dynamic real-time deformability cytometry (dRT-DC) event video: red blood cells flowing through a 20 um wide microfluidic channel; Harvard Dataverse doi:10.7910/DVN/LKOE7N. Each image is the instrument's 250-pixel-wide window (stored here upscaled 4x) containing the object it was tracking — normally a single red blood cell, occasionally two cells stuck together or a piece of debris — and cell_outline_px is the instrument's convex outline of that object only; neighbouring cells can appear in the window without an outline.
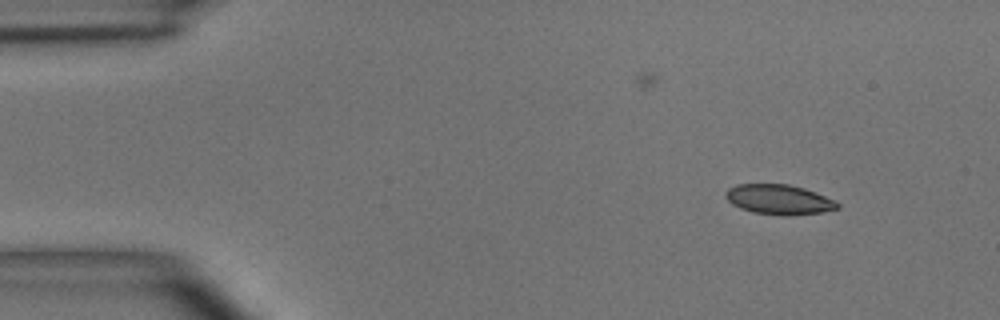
{"species": "common noctule bat (a hibernating species)", "species_latin": "Nyctalus noctula", "temperature_condition": "room temperature", "stored_images_in_passage": 7, "camera_frame_rate_fps": 3000, "um_per_image_px": 0.085, "animal": {"sex": "male", "body_mass_g": 15.6}, "frame": {"image": 1, "passage_image": 3, "time_ms": 3.0, "image_size_px": [1000, 320], "cell_outline_px": [[840, 208], [824, 212], [788, 216], [780, 216], [752, 212], [740, 208], [732, 204], [724, 196], [724, 192], [728, 188], [736, 184], [788, 184], [804, 188], [816, 192], [836, 200], [840, 204]], "centroid_in_image_um": [66.23, 16.97], "position_along_channel_um": 18.8, "area_um2": 19.88}}
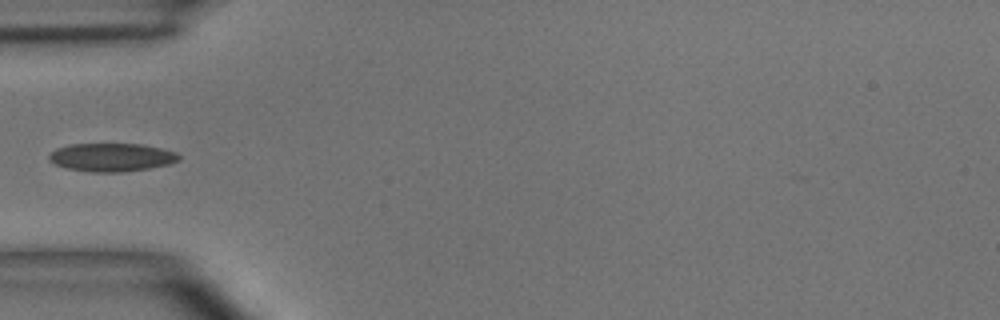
{"frame": {"image": 2, "passage_image": 6, "time_ms": 6.667, "image_size_px": [1000, 320], "cell_outline_px": [[180, 160], [168, 164], [148, 168], [120, 172], [92, 172], [68, 168], [56, 164], [48, 160], [48, 156], [56, 148], [68, 144], [144, 144], [176, 152], [180, 156]], "centroid_in_image_um": [9.48, 13.36], "position_along_channel_um": 75.5, "area_um2": 21.27}}
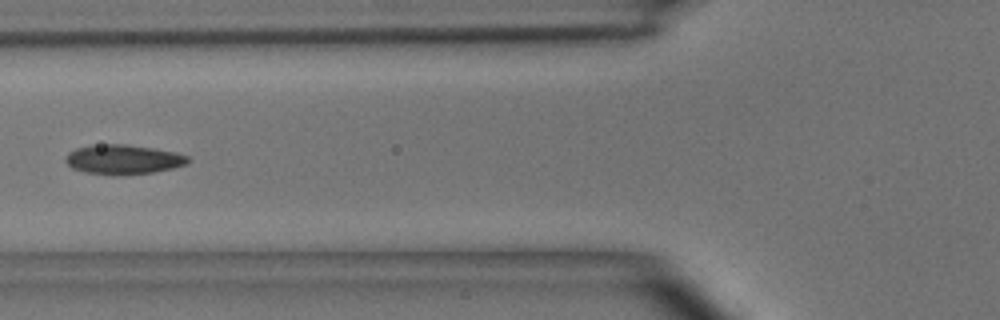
{"frame": {"image": 3, "passage_image": 7, "time_ms": 7.667, "image_size_px": [1000, 320], "cell_outline_px": [[188, 164], [172, 168], [152, 172], [120, 176], [116, 176], [84, 172], [72, 168], [64, 160], [68, 152], [76, 148], [100, 144], [124, 144], [152, 148], [176, 152], [188, 156]], "centroid_in_image_um": [10.45, 13.56], "position_along_channel_um": 115.3, "area_um2": 21.15}}